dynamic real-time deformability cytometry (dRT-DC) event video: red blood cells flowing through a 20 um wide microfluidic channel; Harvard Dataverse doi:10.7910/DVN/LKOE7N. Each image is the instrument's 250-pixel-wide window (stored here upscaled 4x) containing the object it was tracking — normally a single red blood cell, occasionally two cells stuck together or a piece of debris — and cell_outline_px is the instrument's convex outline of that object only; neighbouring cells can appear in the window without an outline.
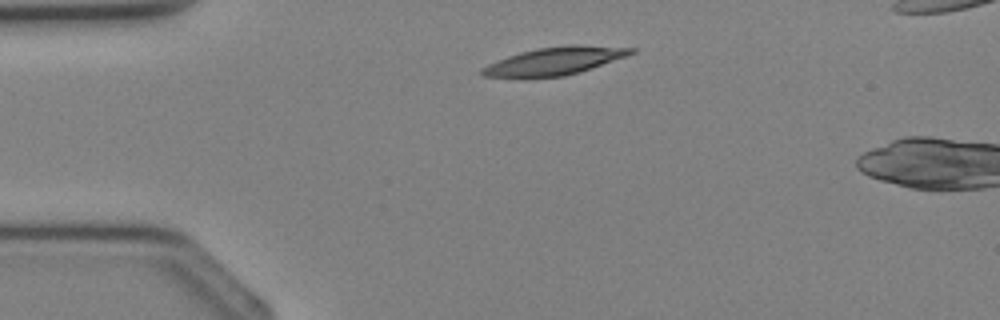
{"species": "Egyptian fruit bat (a non-hibernating species)", "species_latin": "Rousettus aegyptiacus", "temperature_condition": "cold", "stored_images_in_passage": 3, "camera_frame_rate_fps": 3000, "um_per_image_px": 0.085, "animal": {"sex": "female"}, "frame": {"image": 1, "passage_image": 1, "time_ms": 0.0, "image_size_px": [1000, 320], "cell_outline_px": [[636, 52], [628, 56], [580, 72], [564, 76], [480, 76], [480, 68], [488, 64], [508, 56], [520, 52], [536, 48], [572, 44], [580, 44], [636, 48]], "centroid_in_image_um": [47.22, 5.15], "position_along_channel_um": 37.8, "area_um2": 23.93}}